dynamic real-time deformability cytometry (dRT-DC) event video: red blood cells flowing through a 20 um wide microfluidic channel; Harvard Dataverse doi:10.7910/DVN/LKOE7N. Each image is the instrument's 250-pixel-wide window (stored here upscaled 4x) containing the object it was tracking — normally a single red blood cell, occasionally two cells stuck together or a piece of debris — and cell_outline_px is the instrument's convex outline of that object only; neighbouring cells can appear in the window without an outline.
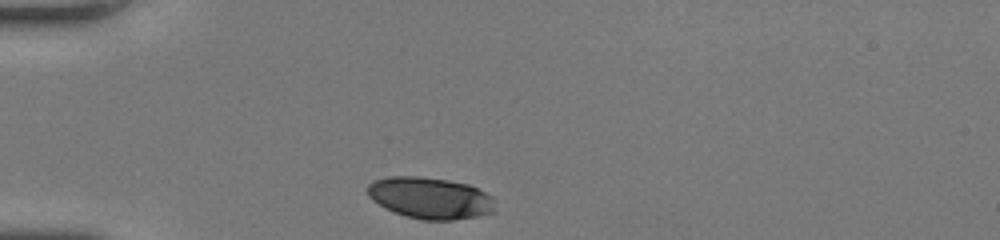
{"species": "human", "species_latin": "Homo sapiens", "temperature_condition": "room temperature", "stored_images_in_passage": 26, "camera_frame_rate_fps": 3000, "um_per_image_px": 0.085, "donor": {"sex": "female"}, "frame": {"image": 1, "passage_image": 1, "time_ms": 0.0, "image_size_px": [1000, 240], "cell_outline_px": [[496, 212], [480, 216], [452, 220], [424, 220], [408, 216], [396, 212], [372, 200], [368, 196], [368, 184], [372, 180], [388, 176], [416, 176], [448, 180], [468, 184], [492, 196]], "centroid_in_image_um": [36.59, 16.82], "position_along_channel_um": 48.4, "area_um2": 30.81}}
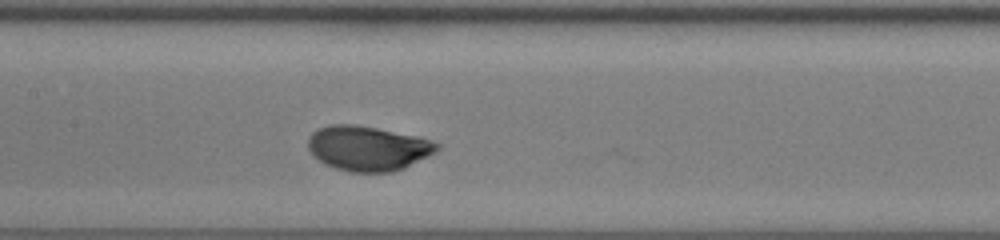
{"frame": {"image": 2, "passage_image": 14, "time_ms": 4.333, "image_size_px": [1000, 240], "cell_outline_px": [[440, 148], [436, 152], [404, 168], [392, 172], [348, 172], [324, 164], [308, 148], [308, 140], [312, 132], [328, 124], [356, 124], [420, 136], [440, 144]], "centroid_in_image_um": [31.3, 12.59], "position_along_channel_um": 176.1, "area_um2": 33.76}}
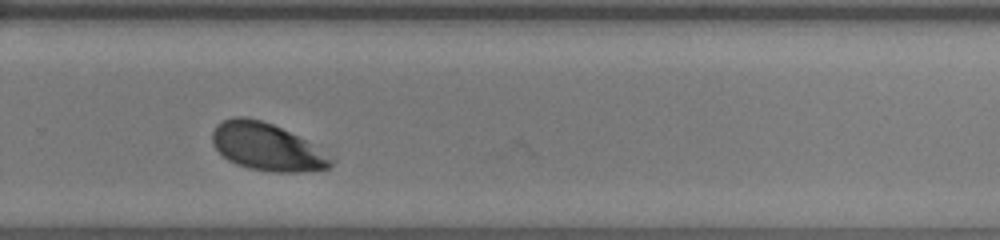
{"frame": {"image": 3, "passage_image": 25, "time_ms": 8.0, "image_size_px": [1000, 240], "cell_outline_px": [[332, 164], [328, 168], [304, 172], [272, 172], [248, 168], [236, 164], [228, 160], [212, 144], [212, 132], [216, 124], [232, 116], [244, 116], [260, 120], [272, 124], [304, 140], [332, 160]], "centroid_in_image_um": [22.58, 12.49], "position_along_channel_um": 307.2, "area_um2": 32.14}}